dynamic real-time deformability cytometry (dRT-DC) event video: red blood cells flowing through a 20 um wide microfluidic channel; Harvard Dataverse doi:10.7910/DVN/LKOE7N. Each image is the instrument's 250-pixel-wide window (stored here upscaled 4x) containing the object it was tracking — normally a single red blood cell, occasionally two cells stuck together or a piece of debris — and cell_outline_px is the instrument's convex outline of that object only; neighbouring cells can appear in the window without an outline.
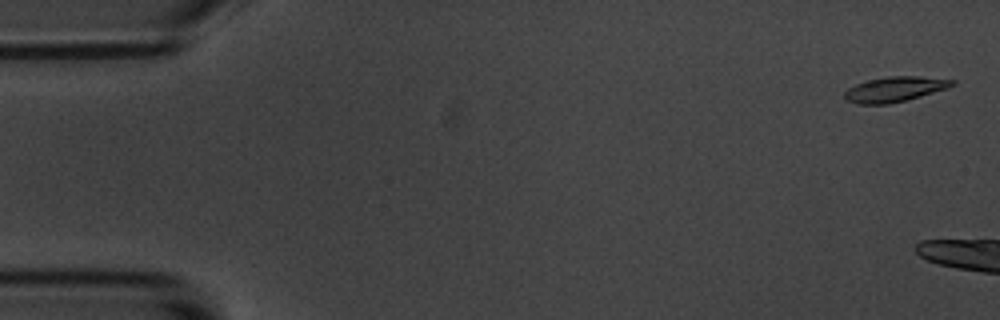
{"species": "common noctule bat (a hibernating species)", "species_latin": "Nyctalus noctula", "temperature_condition": "room temperature", "stored_images_in_passage": 6, "camera_frame_rate_fps": 3000, "um_per_image_px": 0.085, "animal": {"sex": "male", "body_mass_g": 20.1, "forearm_length_mm": 53.5}, "frame": {"image": 1, "passage_image": 1, "time_ms": 0.0, "image_size_px": [1000, 320], "cell_outline_px": [[956, 84], [948, 88], [920, 96], [888, 104], [860, 104], [844, 100], [844, 92], [848, 88], [856, 84], [868, 80], [888, 76], [920, 76], [956, 80]], "centroid_in_image_um": [76.05, 7.58], "position_along_channel_um": 8.9, "area_um2": 15.72}}